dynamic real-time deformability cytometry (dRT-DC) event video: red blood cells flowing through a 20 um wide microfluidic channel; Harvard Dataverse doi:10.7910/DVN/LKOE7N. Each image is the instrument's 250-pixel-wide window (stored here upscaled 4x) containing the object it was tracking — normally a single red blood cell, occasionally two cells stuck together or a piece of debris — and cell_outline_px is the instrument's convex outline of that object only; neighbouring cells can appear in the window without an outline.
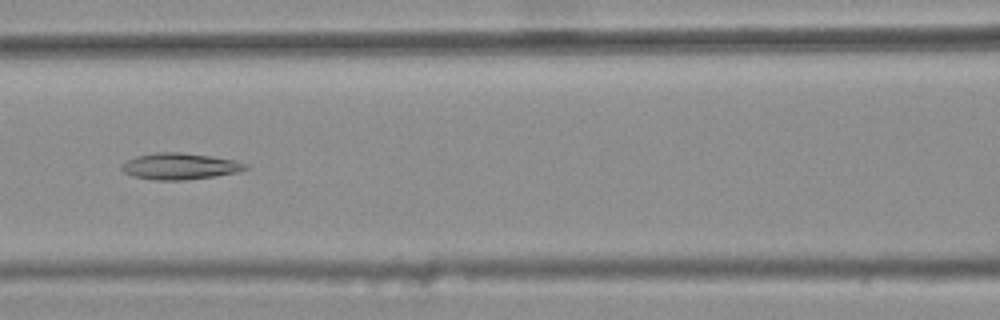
{"species": "common noctule bat (a hibernating species)", "species_latin": "Nyctalus noctula", "temperature_condition": "warm", "stored_images_in_passage": 10, "camera_frame_rate_fps": 3000, "um_per_image_px": 0.085, "animal": {"sex": "female", "body_mass_g": 25.1}, "frame": {"image": 1, "passage_image": 6, "time_ms": 1.667, "image_size_px": [1000, 320], "cell_outline_px": [[248, 168], [236, 172], [216, 176], [184, 180], [156, 180], [132, 176], [124, 172], [120, 168], [128, 160], [136, 156], [156, 152], [180, 152], [212, 156], [232, 160], [248, 164]], "centroid_in_image_um": [15.28, 14.13], "position_along_channel_um": 151.3, "area_um2": 18.9}}
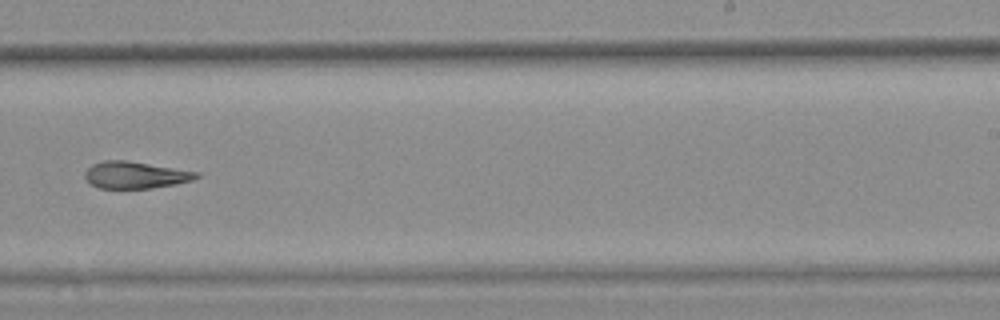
{"frame": {"image": 2, "passage_image": 9, "time_ms": 2.667, "image_size_px": [1000, 320], "cell_outline_px": [[200, 176], [192, 180], [176, 184], [152, 188], [100, 188], [92, 184], [84, 176], [84, 172], [92, 164], [104, 160], [124, 160], [200, 172]], "centroid_in_image_um": [11.51, 14.87], "position_along_channel_um": 277.5, "area_um2": 17.34}}
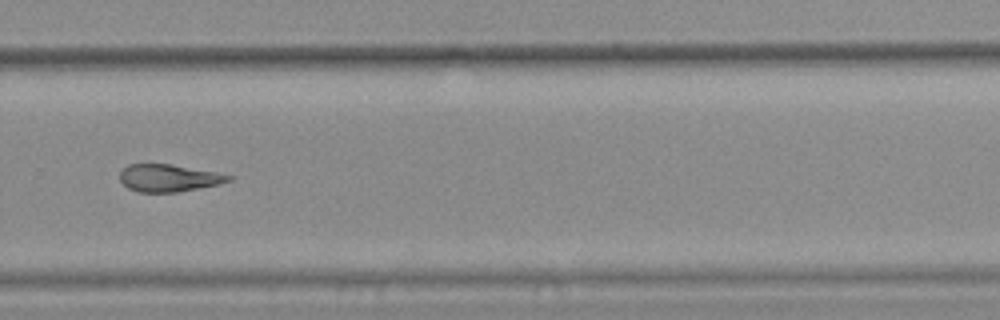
{"frame": {"image": 3, "passage_image": 10, "time_ms": 3.0, "image_size_px": [1000, 320], "cell_outline_px": [[232, 180], [220, 184], [176, 192], [136, 192], [128, 188], [120, 180], [120, 172], [128, 164], [172, 164], [216, 172], [232, 176]], "centroid_in_image_um": [14.33, 15.13], "position_along_channel_um": 315.5, "area_um2": 17.28}}